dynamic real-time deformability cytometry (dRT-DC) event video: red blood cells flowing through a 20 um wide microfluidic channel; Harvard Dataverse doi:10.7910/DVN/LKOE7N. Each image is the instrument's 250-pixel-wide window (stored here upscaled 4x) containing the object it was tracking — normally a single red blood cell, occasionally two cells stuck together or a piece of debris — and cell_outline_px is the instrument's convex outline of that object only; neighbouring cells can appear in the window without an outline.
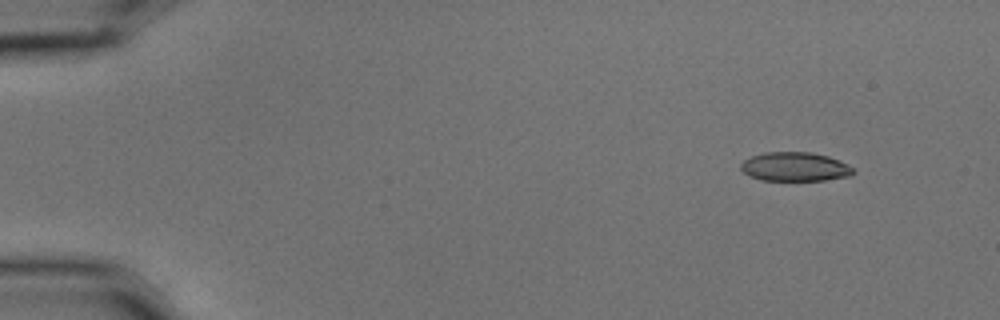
{"species": "common noctule bat (a hibernating species)", "species_latin": "Nyctalus noctula", "temperature_condition": "cold", "stored_images_in_passage": 5, "camera_frame_rate_fps": 3000, "um_per_image_px": 0.085, "animal": {"sex": "male", "body_mass_g": 15.6}, "frame": {"image": 1, "passage_image": 2, "time_ms": 0.333, "image_size_px": [1000, 320], "cell_outline_px": [[856, 172], [852, 176], [824, 180], [760, 180], [744, 172], [740, 168], [740, 164], [744, 160], [752, 156], [764, 152], [812, 152], [828, 156], [848, 164], [856, 168]], "centroid_in_image_um": [67.63, 14.17], "position_along_channel_um": 17.4, "area_um2": 19.13}}
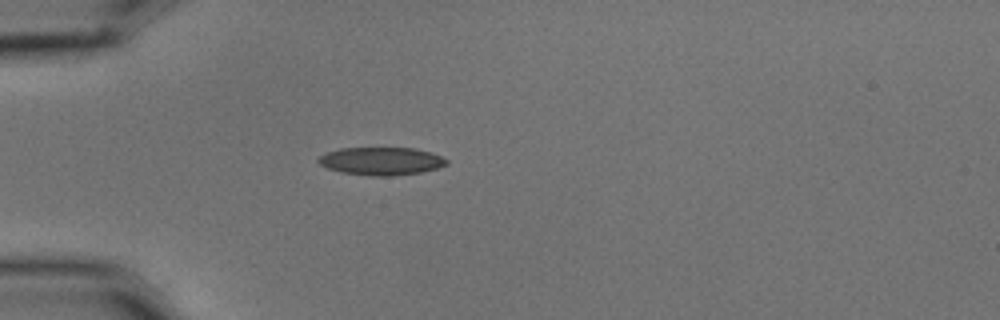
{"frame": {"image": 2, "passage_image": 5, "time_ms": 1.333, "image_size_px": [1000, 320], "cell_outline_px": [[448, 164], [436, 168], [420, 172], [392, 176], [372, 176], [340, 172], [328, 168], [320, 164], [316, 160], [324, 152], [340, 148], [416, 148], [432, 152], [448, 160]], "centroid_in_image_um": [32.38, 13.69], "position_along_channel_um": 52.6, "area_um2": 20.92}}